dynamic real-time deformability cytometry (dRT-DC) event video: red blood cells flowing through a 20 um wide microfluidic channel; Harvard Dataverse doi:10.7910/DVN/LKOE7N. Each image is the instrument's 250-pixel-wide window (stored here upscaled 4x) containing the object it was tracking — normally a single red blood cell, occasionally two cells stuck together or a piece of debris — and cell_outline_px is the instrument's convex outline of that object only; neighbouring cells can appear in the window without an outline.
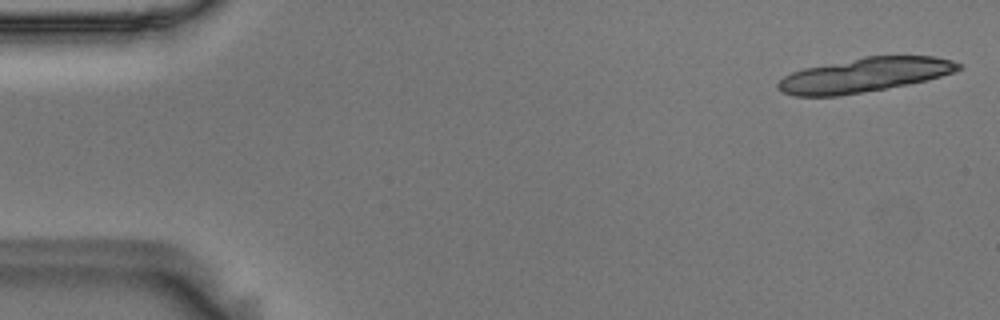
{"species": "Egyptian fruit bat (a non-hibernating species)", "species_latin": "Rousettus aegyptiacus", "temperature_condition": "room temperature", "stored_images_in_passage": 18, "camera_frame_rate_fps": 3000, "um_per_image_px": 0.085, "animal": {"sex": "male"}, "frame": {"image": 1, "passage_image": 1, "time_ms": 0.0, "image_size_px": [1000, 320], "cell_outline_px": [[964, 68], [956, 72], [928, 80], [908, 84], [840, 96], [796, 96], [784, 92], [776, 88], [776, 84], [784, 76], [792, 72], [804, 68], [864, 56], [936, 56], [952, 60], [964, 64]], "centroid_in_image_um": [73.54, 6.37], "position_along_channel_um": 11.5, "area_um2": 36.3}}